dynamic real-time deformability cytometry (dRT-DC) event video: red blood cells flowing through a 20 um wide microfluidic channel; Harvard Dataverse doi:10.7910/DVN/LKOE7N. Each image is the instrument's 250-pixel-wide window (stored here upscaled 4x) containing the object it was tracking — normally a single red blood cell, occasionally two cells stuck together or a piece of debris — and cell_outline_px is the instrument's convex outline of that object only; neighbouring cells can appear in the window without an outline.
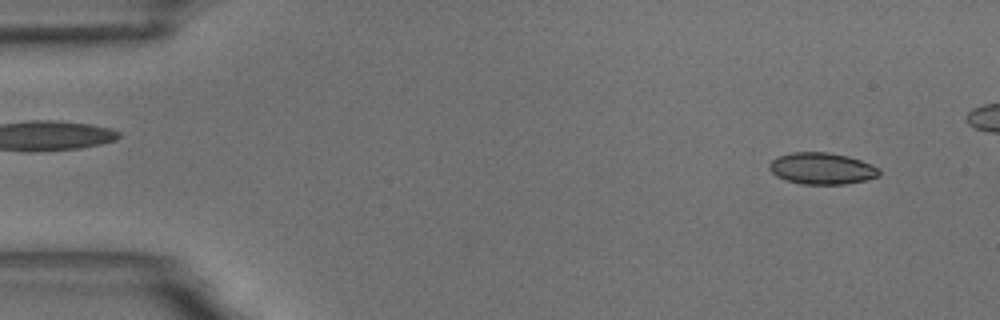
{"species": "common noctule bat (a hibernating species)", "species_latin": "Nyctalus noctula", "temperature_condition": "room temperature", "stored_images_in_passage": 48, "camera_frame_rate_fps": 3000, "um_per_image_px": 0.085, "animal": {"sex": "male", "body_mass_g": 18.8}, "frame": {"image": 1, "passage_image": 1, "time_ms": 0.0, "image_size_px": [1000, 320], "cell_outline_px": [[880, 176], [864, 180], [844, 184], [800, 184], [776, 176], [768, 168], [768, 164], [776, 156], [792, 152], [828, 152], [848, 156], [872, 164], [880, 168]], "centroid_in_image_um": [69.85, 14.31], "position_along_channel_um": 15.1, "area_um2": 20.35}}
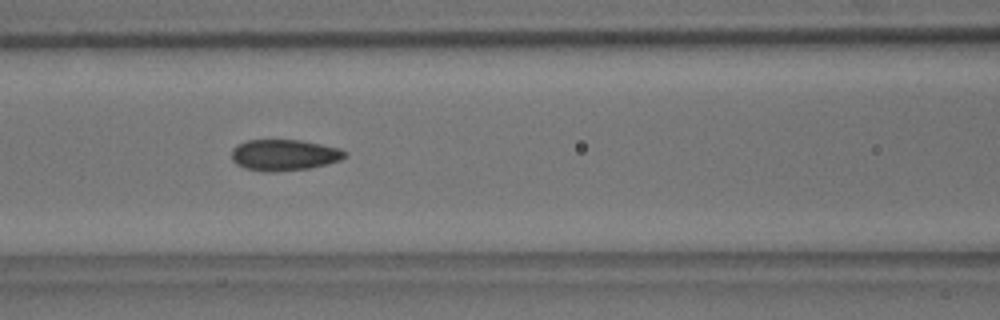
{"frame": {"image": 2, "passage_image": 21, "time_ms": 6.667, "image_size_px": [1000, 320], "cell_outline_px": [[348, 152], [340, 160], [308, 168], [276, 172], [264, 172], [244, 168], [236, 164], [232, 160], [232, 148], [236, 144], [244, 140], [300, 140], [340, 148]], "centroid_in_image_um": [24.1, 13.17], "position_along_channel_um": 142.5, "area_um2": 20.63}}
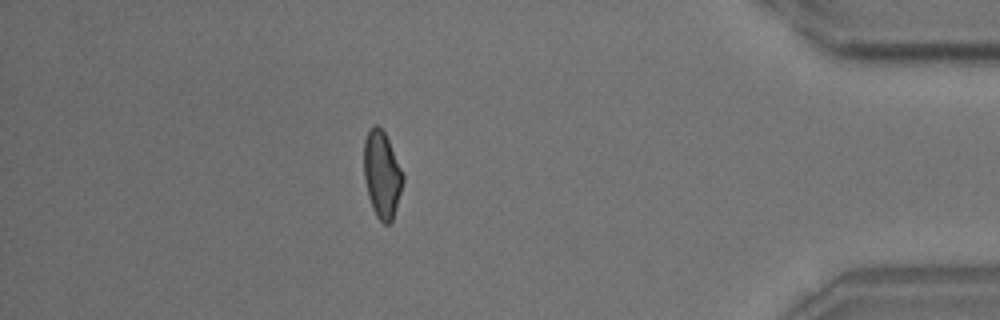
{"frame": {"image": 3, "passage_image": 47, "time_ms": 15.333, "image_size_px": [1000, 320], "cell_outline_px": [[404, 180], [392, 220], [388, 224], [384, 224], [376, 216], [372, 208], [368, 196], [364, 180], [364, 140], [368, 132], [376, 124], [384, 132], [388, 140], [404, 176]], "centroid_in_image_um": [32.45, 14.86], "position_along_channel_um": 402.8, "area_um2": 19.42}}